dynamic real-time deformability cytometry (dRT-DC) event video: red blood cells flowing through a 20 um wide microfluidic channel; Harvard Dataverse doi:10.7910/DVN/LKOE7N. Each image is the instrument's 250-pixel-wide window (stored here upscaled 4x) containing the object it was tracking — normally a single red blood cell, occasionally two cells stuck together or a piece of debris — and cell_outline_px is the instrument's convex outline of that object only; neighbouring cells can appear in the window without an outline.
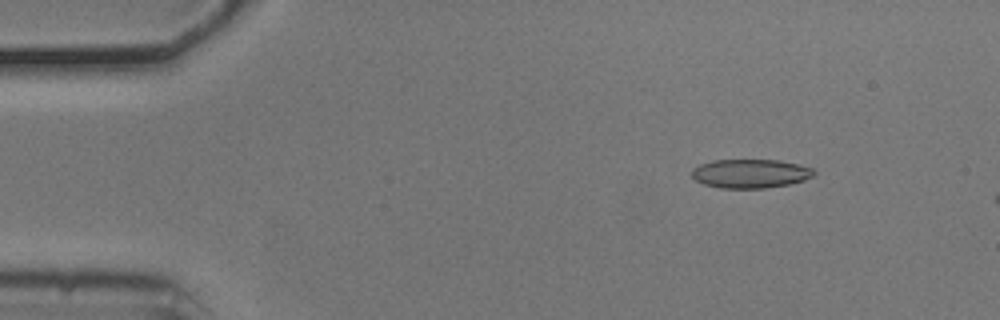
{"species": "common noctule bat (a hibernating species)", "species_latin": "Nyctalus noctula", "temperature_condition": "cold", "stored_images_in_passage": 9, "camera_frame_rate_fps": 3000, "um_per_image_px": 0.085, "animal": {"sex": "male", "body_mass_g": 20.5, "forearm_length_mm": 52.5}, "frame": {"image": 1, "passage_image": 1, "time_ms": 0.0, "image_size_px": [1000, 320], "cell_outline_px": [[816, 172], [812, 176], [804, 180], [788, 184], [764, 188], [720, 188], [704, 184], [696, 180], [692, 176], [692, 168], [700, 164], [712, 160], [780, 160], [812, 168]], "centroid_in_image_um": [63.76, 14.75], "position_along_channel_um": 21.2, "area_um2": 20.46}}